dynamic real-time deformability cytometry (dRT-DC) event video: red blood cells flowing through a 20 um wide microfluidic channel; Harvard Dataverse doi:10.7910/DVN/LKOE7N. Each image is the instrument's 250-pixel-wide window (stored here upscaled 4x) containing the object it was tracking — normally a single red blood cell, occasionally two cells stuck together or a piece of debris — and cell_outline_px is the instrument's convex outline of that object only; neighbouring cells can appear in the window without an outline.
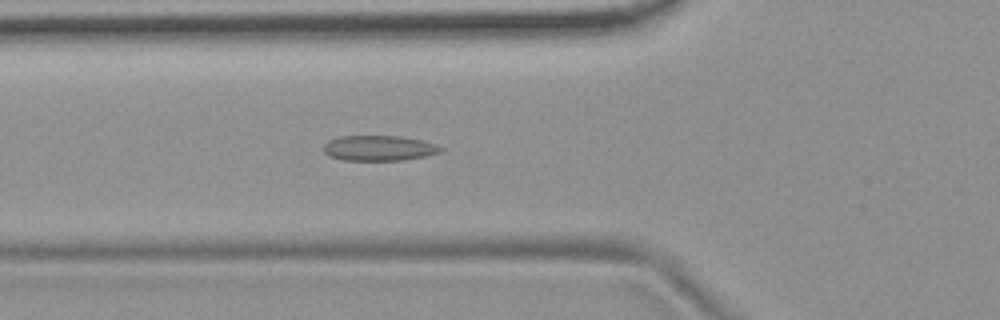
{"species": "common noctule bat (a hibernating species)", "species_latin": "Nyctalus noctula", "temperature_condition": "room temperature", "stored_images_in_passage": 52, "camera_frame_rate_fps": 3000, "um_per_image_px": 0.085, "animal": {"sex": "female", "body_mass_g": 19.9}, "frame": {"image": 1, "passage_image": 16, "time_ms": 5.0, "image_size_px": [1000, 320], "cell_outline_px": [[444, 148], [440, 152], [424, 156], [404, 160], [344, 160], [328, 156], [324, 152], [324, 144], [328, 140], [340, 136], [400, 136], [424, 140], [436, 144]], "centroid_in_image_um": [32.21, 12.58], "position_along_channel_um": 93.6, "area_um2": 17.34}, "authors_computed_cell_mechanics": {"area_um2": 16.762, "velocity_mm_per_s": 3.699, "shape_relaxation_time_tau1_ms": null, "shape_relaxation_time_tau2_ms": 2.997, "deformation_change_tau1": null, "deformation_change_tau2": 0.1106}}